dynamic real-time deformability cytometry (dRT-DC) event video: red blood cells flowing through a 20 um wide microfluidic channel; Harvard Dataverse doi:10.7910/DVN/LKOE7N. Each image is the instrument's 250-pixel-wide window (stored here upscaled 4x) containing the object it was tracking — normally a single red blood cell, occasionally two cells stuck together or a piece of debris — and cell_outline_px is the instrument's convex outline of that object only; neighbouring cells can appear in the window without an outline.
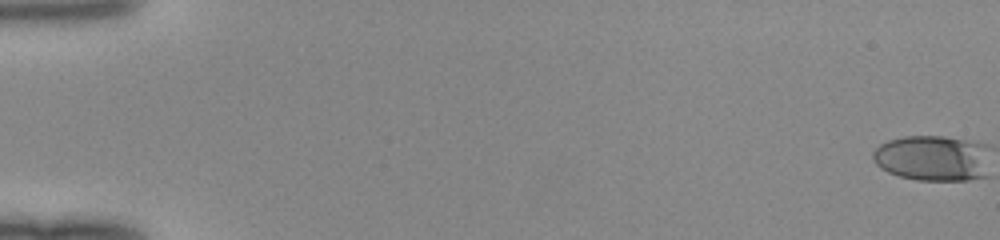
{"species": "human", "species_latin": "Homo sapiens", "temperature_condition": "room temperature", "stored_images_in_passage": 49, "camera_frame_rate_fps": 3000, "um_per_image_px": 0.085, "donor": {"sex": "female"}, "frame": {"image": 1, "passage_image": 1, "time_ms": 0.0, "image_size_px": [1000, 240], "cell_outline_px": [[984, 176], [964, 180], [920, 180], [900, 176], [888, 172], [872, 156], [876, 148], [880, 144], [892, 140], [908, 136], [940, 136], [960, 140], [972, 144]], "centroid_in_image_um": [78.99, 13.47], "position_along_channel_um": 6.0, "area_um2": 28.26}}
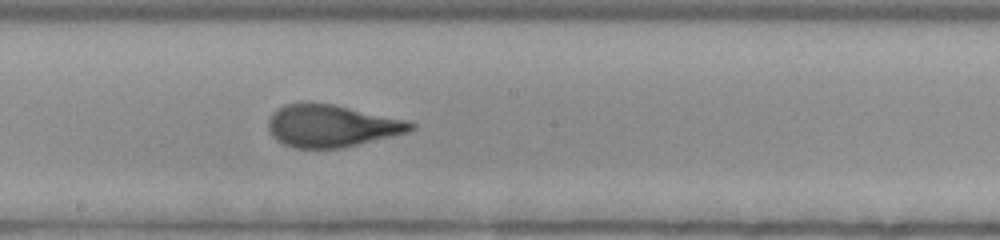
{"frame": {"image": 2, "passage_image": 30, "time_ms": 9.667, "image_size_px": [1000, 240], "cell_outline_px": [[416, 128], [404, 132], [340, 148], [296, 148], [284, 144], [268, 128], [268, 120], [280, 108], [288, 104], [332, 104], [400, 120], [416, 124]], "centroid_in_image_um": [28.14, 10.72], "position_along_channel_um": 220.1, "area_um2": 33.23}}
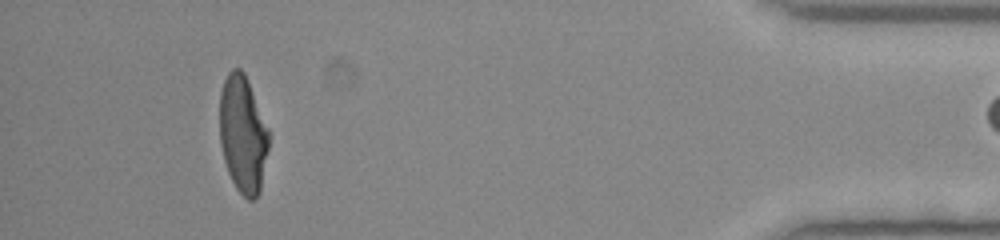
{"frame": {"image": 3, "passage_image": 48, "time_ms": 15.667, "image_size_px": [1000, 240], "cell_outline_px": [[268, 148], [260, 192], [252, 200], [248, 200], [236, 188], [228, 172], [224, 160], [220, 144], [220, 92], [224, 80], [228, 72], [232, 68], [240, 68], [244, 72], [248, 80], [268, 128]], "centroid_in_image_um": [20.63, 11.39], "position_along_channel_um": 414.6, "area_um2": 33.47}}